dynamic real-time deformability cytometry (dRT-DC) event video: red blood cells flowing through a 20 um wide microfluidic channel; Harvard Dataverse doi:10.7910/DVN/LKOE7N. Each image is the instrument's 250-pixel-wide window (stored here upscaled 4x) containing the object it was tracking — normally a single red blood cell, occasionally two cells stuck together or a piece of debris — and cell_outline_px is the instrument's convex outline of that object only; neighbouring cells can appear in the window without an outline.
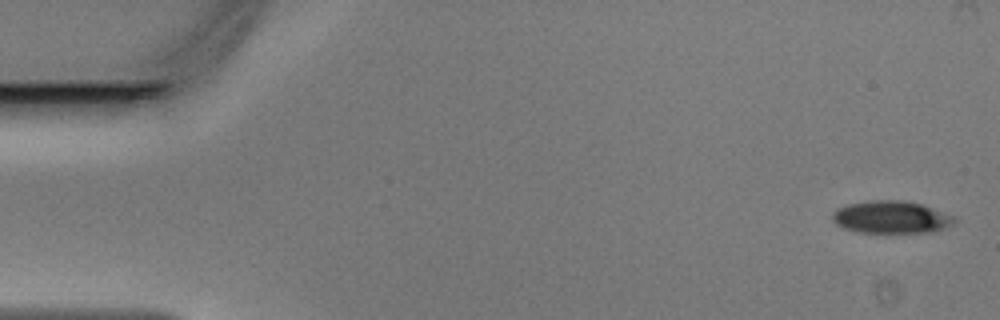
{"species": "Egyptian fruit bat (a non-hibernating species)", "species_latin": "Rousettus aegyptiacus", "temperature_condition": "warm", "stored_images_in_passage": 47, "camera_frame_rate_fps": 3000, "um_per_image_px": 0.085, "animal": {"sex": "male"}, "frame": {"image": 1, "passage_image": 2, "time_ms": 0.333, "image_size_px": [1000, 320], "cell_outline_px": [[956, 220], [952, 224], [944, 228], [928, 232], [856, 232], [844, 228], [836, 224], [832, 220], [832, 212], [836, 208], [848, 204], [872, 200], [904, 200], [920, 204], [956, 216]], "centroid_in_image_um": [75.72, 18.45], "position_along_channel_um": 9.3, "area_um2": 23.0}}
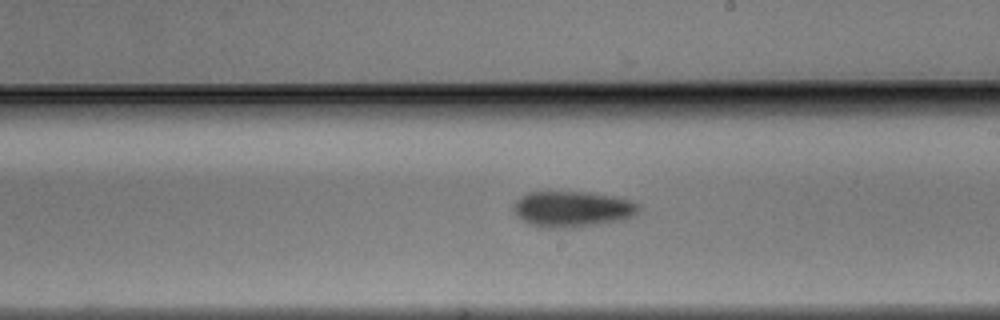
{"frame": {"image": 2, "passage_image": 28, "time_ms": 9.0, "image_size_px": [1000, 320], "cell_outline_px": [[640, 208], [632, 216], [624, 220], [576, 228], [544, 228], [528, 224], [520, 220], [512, 212], [512, 204], [520, 196], [528, 192], [588, 192], [612, 196], [628, 200], [636, 204]], "centroid_in_image_um": [48.56, 17.79], "position_along_channel_um": 240.4, "area_um2": 26.53}}
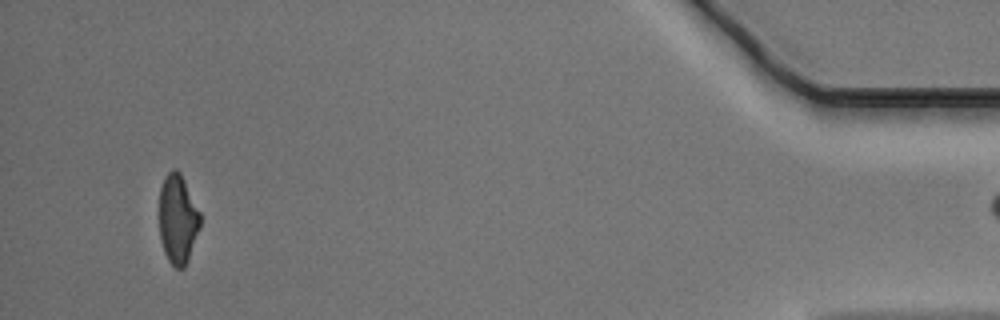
{"frame": {"image": 3, "passage_image": 46, "time_ms": 15.0, "image_size_px": [1000, 320], "cell_outline_px": [[200, 228], [188, 260], [184, 268], [176, 268], [168, 260], [164, 252], [160, 240], [160, 188], [164, 176], [172, 168], [176, 168], [180, 172], [200, 212]], "centroid_in_image_um": [15.11, 18.62], "position_along_channel_um": 420.1, "area_um2": 21.33}}